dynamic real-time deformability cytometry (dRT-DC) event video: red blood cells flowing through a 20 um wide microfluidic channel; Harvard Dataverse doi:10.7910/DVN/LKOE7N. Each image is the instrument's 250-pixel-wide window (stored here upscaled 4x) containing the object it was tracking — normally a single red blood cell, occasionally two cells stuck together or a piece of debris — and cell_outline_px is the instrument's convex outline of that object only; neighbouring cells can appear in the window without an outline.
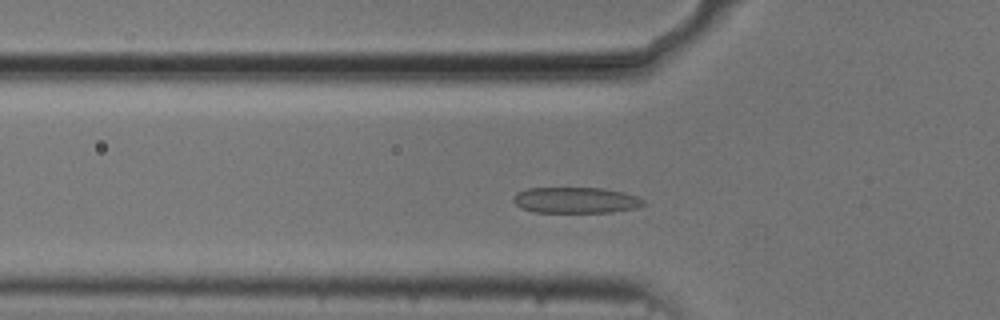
{"species": "common noctule bat (a hibernating species)", "species_latin": "Nyctalus noctula", "temperature_condition": "cold", "stored_images_in_passage": 48, "camera_frame_rate_fps": 3000, "um_per_image_px": 0.085, "animal": {"sex": "male", "body_mass_g": 20.5, "forearm_length_mm": 52.5}, "frame": {"image": 1, "passage_image": 12, "time_ms": 3.667, "image_size_px": [1000, 320], "cell_outline_px": [[648, 204], [636, 208], [612, 212], [536, 212], [520, 208], [512, 200], [512, 196], [516, 192], [528, 188], [604, 188], [624, 192], [636, 196], [644, 200]], "centroid_in_image_um": [48.94, 17.01], "position_along_channel_um": 76.9, "area_um2": 19.88}}
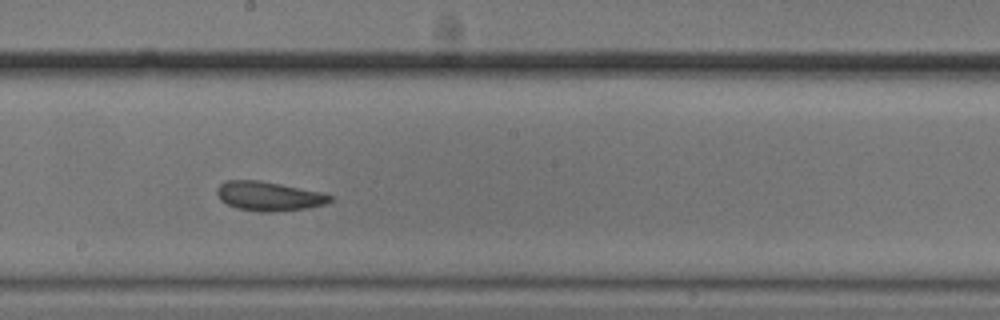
{"frame": {"image": 2, "passage_image": 24, "time_ms": 7.667, "image_size_px": [1000, 320], "cell_outline_px": [[332, 200], [324, 204], [308, 208], [276, 212], [268, 212], [236, 208], [220, 200], [216, 192], [216, 188], [220, 184], [228, 180], [260, 180], [320, 192], [332, 196]], "centroid_in_image_um": [22.82, 16.67], "position_along_channel_um": 225.4, "area_um2": 19.13}}
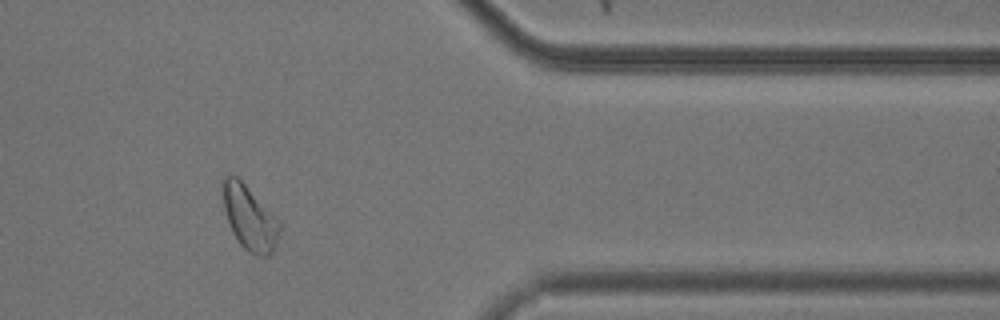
{"frame": {"image": 3, "passage_image": 39, "time_ms": 12.667, "image_size_px": [1000, 320], "cell_outline_px": [[280, 232], [272, 252], [268, 256], [256, 256], [248, 252], [240, 244], [232, 232], [224, 208], [224, 176], [228, 172], [236, 176], [280, 220]], "centroid_in_image_um": [21.23, 18.54], "position_along_channel_um": 390.2, "area_um2": 20.98}, "authors_computed_cell_mechanics": {"area_um2": 20.4034, "velocity_mm_per_s": 3.6979, "shape_relaxation_time_tau1_ms": 3.883, "shape_relaxation_time_tau2_ms": 2.2352, "deformation_change_tau1": 0.1024, "deformation_change_tau2": 0.0881}}